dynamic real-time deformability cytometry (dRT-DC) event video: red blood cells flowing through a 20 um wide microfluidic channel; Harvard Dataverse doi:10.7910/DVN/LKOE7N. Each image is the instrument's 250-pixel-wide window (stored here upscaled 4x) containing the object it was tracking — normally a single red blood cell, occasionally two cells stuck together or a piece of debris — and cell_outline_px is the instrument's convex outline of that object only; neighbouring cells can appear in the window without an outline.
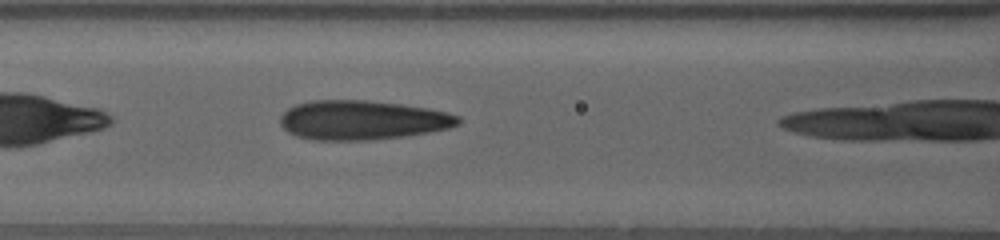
{"species": "human", "species_latin": "Homo sapiens", "temperature_condition": "warm", "stored_images_in_passage": 14, "camera_frame_rate_fps": 3000, "um_per_image_px": 0.085, "donor": {"sex": "female"}, "frame": {"image": 1, "passage_image": 12, "time_ms": 2.667, "image_size_px": [1000, 240], "cell_outline_px": [[460, 124], [448, 128], [408, 136], [376, 140], [312, 140], [296, 136], [288, 132], [280, 124], [280, 116], [288, 108], [296, 104], [312, 100], [364, 100], [400, 104], [424, 108], [444, 112], [460, 116]], "centroid_in_image_um": [30.76, 10.22], "position_along_channel_um": 135.8, "area_um2": 40.86}}